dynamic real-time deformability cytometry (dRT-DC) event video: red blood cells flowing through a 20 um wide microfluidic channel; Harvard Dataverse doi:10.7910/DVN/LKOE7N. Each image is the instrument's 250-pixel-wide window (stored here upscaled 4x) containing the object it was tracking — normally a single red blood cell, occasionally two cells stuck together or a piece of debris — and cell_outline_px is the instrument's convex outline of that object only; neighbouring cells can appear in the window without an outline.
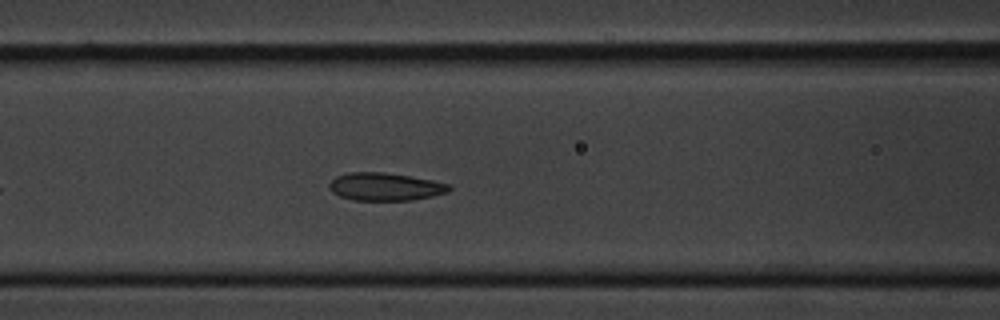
{"species": "common noctule bat (a hibernating species)", "species_latin": "Nyctalus noctula", "temperature_condition": "cold", "stored_images_in_passage": 45, "camera_frame_rate_fps": 3000, "um_per_image_px": 0.085, "animal": {"sex": "male", "body_mass_g": 20.1, "forearm_length_mm": 53.5}, "frame": {"image": 1, "passage_image": 13, "time_ms": 4.0, "image_size_px": [1000, 320], "cell_outline_px": [[452, 188], [448, 192], [432, 196], [412, 200], [352, 200], [340, 196], [332, 192], [328, 188], [328, 184], [336, 176], [348, 172], [384, 172], [412, 176], [432, 180], [448, 184]], "centroid_in_image_um": [32.72, 15.86], "position_along_channel_um": 133.9, "area_um2": 19.54}}
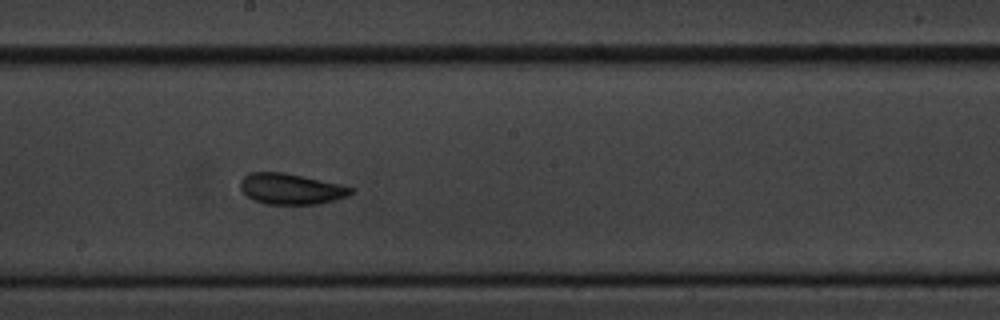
{"frame": {"image": 2, "passage_image": 21, "time_ms": 6.667, "image_size_px": [1000, 320], "cell_outline_px": [[352, 192], [348, 196], [320, 204], [264, 204], [252, 200], [240, 188], [240, 180], [248, 172], [284, 172], [340, 184], [352, 188]], "centroid_in_image_um": [24.69, 16.06], "position_along_channel_um": 223.5, "area_um2": 19.88}}
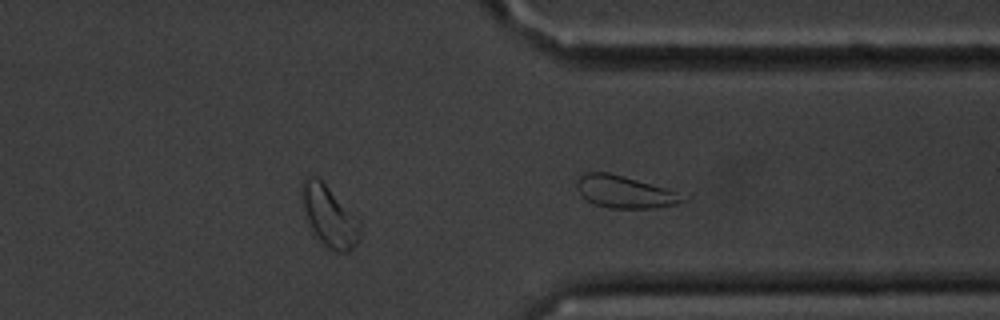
{"frame": {"image": 3, "passage_image": 33, "time_ms": 10.667, "image_size_px": [1000, 320], "cell_outline_px": [[360, 240], [348, 252], [336, 252], [328, 248], [312, 236], [304, 216], [300, 200], [300, 180], [308, 176], [316, 176], [360, 220]], "centroid_in_image_um": [27.91, 18.4], "position_along_channel_um": 383.5, "area_um2": 21.27}, "authors_computed_cell_mechanics": {"area_um2": 20.0566, "velocity_mm_per_s": 3.3661, "shape_relaxation_time_tau1_ms": 3.2592, "shape_relaxation_time_tau2_ms": 2.1091, "deformation_change_tau1": 0.0756, "deformation_change_tau2": 0.0719}}